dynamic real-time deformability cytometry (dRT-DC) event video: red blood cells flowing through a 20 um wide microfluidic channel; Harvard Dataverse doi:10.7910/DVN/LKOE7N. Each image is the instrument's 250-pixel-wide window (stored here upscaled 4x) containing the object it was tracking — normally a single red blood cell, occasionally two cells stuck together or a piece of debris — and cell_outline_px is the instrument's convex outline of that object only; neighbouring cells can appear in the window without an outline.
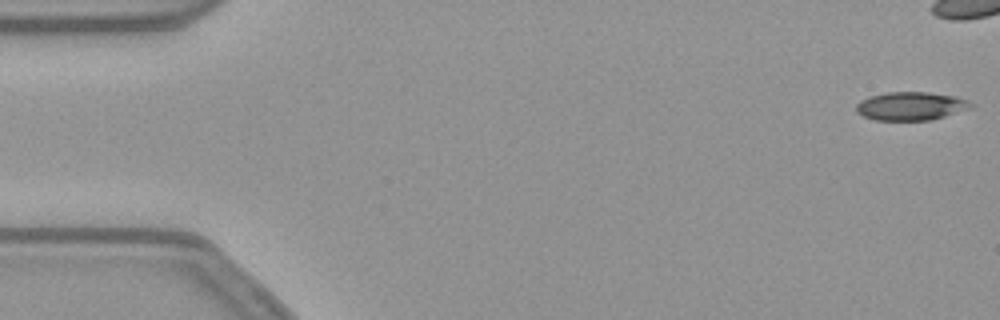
{"species": "common noctule bat (a hibernating species)", "species_latin": "Nyctalus noctula", "temperature_condition": "warm", "stored_images_in_passage": 26, "camera_frame_rate_fps": 3000, "um_per_image_px": 0.085, "animal": {"sex": "female", "body_mass_g": 21.9}, "frame": {"image": 1, "passage_image": 1, "time_ms": 0.0, "image_size_px": [1000, 320], "cell_outline_px": [[976, 104], [972, 108], [932, 120], [876, 120], [864, 116], [856, 112], [856, 104], [860, 100], [872, 96], [888, 92], [928, 92], [956, 96], [968, 100]], "centroid_in_image_um": [77.47, 9.01], "position_along_channel_um": 7.5, "area_um2": 19.07}}
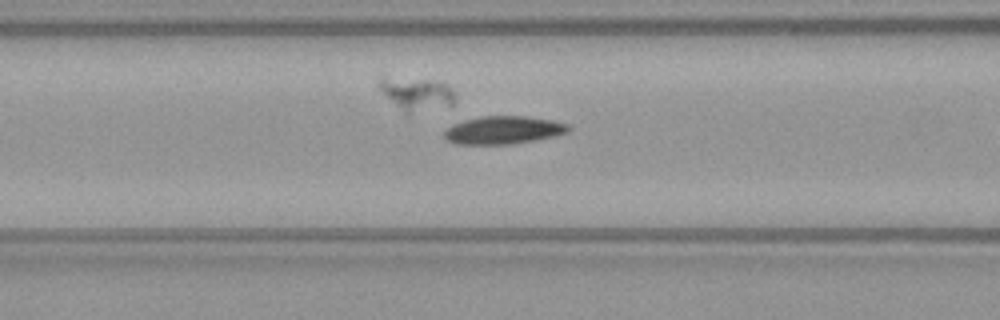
{"frame": {"image": 2, "passage_image": 21, "time_ms": 6.667, "image_size_px": [1000, 320], "cell_outline_px": [[572, 128], [568, 132], [536, 140], [508, 144], [456, 144], [448, 140], [444, 136], [444, 132], [448, 128], [464, 120], [480, 116], [528, 116], [552, 120], [568, 124]], "centroid_in_image_um": [42.82, 11.05], "position_along_channel_um": 123.8, "area_um2": 20.06}}
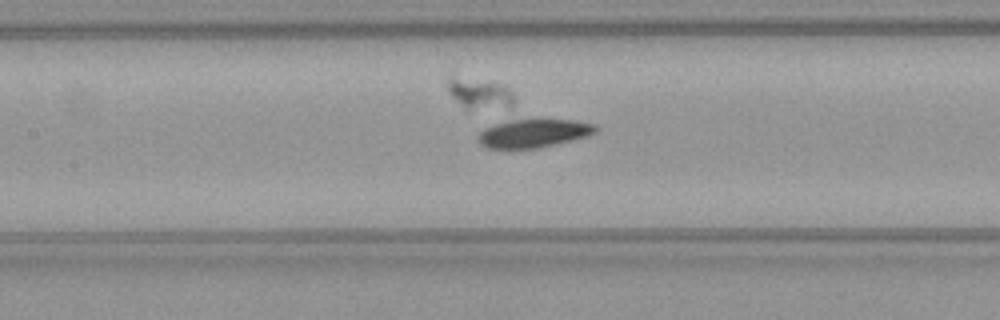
{"frame": {"image": 3, "passage_image": 24, "time_ms": 7.667, "image_size_px": [1000, 320], "cell_outline_px": [[596, 132], [588, 136], [540, 148], [488, 148], [480, 144], [480, 132], [484, 128], [516, 116], [520, 116], [576, 120], [596, 124]], "centroid_in_image_um": [45.38, 11.26], "position_along_channel_um": 162.0, "area_um2": 20.35}}